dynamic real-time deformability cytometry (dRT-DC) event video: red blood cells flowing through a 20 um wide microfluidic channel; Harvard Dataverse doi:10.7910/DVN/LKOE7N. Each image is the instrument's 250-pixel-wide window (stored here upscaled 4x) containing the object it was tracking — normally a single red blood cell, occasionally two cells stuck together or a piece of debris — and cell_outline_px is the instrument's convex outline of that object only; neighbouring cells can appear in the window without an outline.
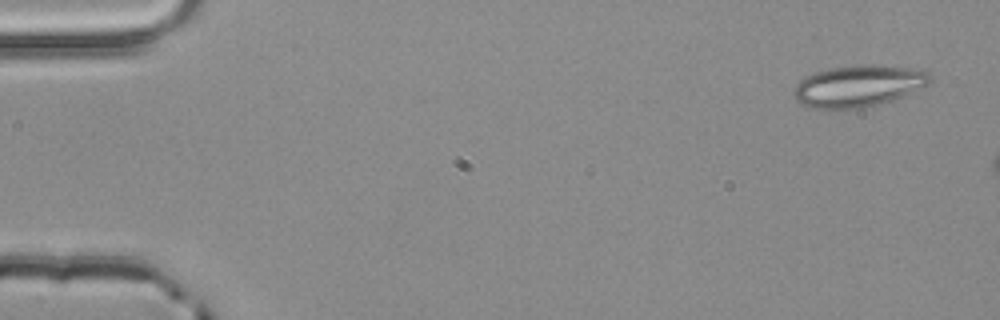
{"species": "common noctule bat (a hibernating species)", "species_latin": "Nyctalus noctula", "temperature_condition": "room temperature", "stored_images_in_passage": 3, "camera_frame_rate_fps": 3000, "um_per_image_px": 0.085, "animal": {"sex": "male", "body_mass_g": 20.4}, "frame": {"image": 1, "passage_image": 1, "time_ms": 0.0, "image_size_px": [1000, 320], "cell_outline_px": [[932, 80], [928, 84], [904, 96], [892, 100], [860, 108], [812, 108], [800, 104], [796, 100], [796, 84], [804, 76], [816, 72], [832, 68], [856, 64], [872, 64], [920, 68], [928, 72], [932, 76]], "centroid_in_image_um": [73.02, 7.28], "position_along_channel_um": 12.0, "area_um2": 33.06}}